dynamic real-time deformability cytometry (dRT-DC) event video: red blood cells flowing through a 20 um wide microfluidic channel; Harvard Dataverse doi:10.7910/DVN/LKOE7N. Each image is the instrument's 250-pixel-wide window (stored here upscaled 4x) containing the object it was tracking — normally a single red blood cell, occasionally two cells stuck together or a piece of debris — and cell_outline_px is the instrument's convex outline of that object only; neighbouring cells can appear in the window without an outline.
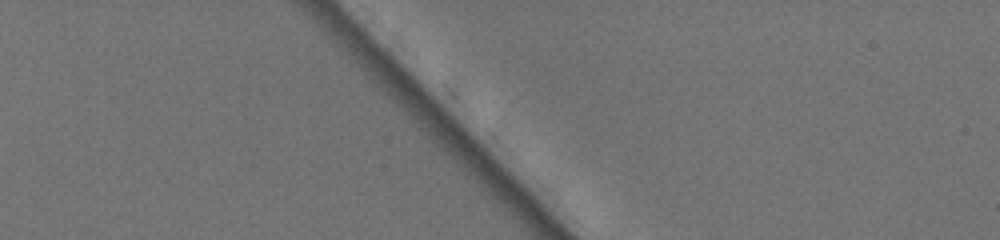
{"species": "common noctule bat (a hibernating species)", "species_latin": "Nyctalus noctula", "temperature_condition": "warm", "stored_images_in_passage": 3, "camera_frame_rate_fps": 3000, "um_per_image_px": 0.085, "animal": {"sex": "female", "body_mass_g": 19.5, "forearm_length_mm": 54.1}, "frame": {"image": 1, "passage_image": 2, "time_ms": 0.333, "image_size_px": [1000, 240], "cell_outline_px": [[600, 104], [592, 112], [564, 92], [536, 64], [524, 48], [532, 36], [596, 88]], "centroid_in_image_um": [47.89, 6.39], "position_along_channel_um": 37.1, "area_um2": 13.64}}